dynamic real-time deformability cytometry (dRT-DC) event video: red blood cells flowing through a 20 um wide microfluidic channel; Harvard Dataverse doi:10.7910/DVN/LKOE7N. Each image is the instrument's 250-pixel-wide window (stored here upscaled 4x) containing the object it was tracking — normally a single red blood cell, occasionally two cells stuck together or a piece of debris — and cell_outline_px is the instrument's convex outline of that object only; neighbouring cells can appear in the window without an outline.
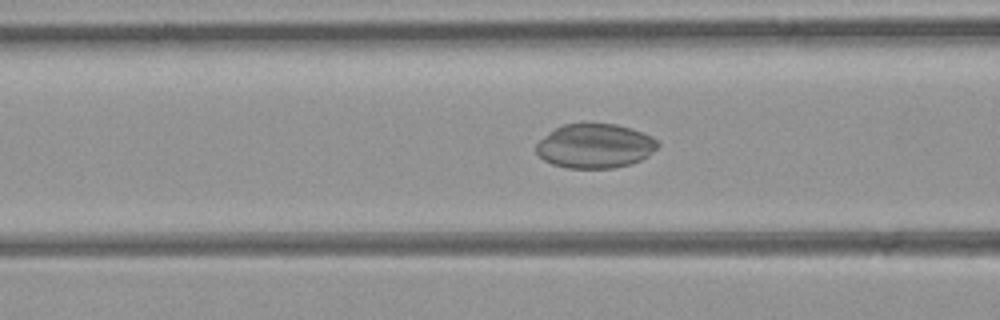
{"species": "common noctule bat (a hibernating species)", "species_latin": "Nyctalus noctula", "temperature_condition": "room temperature", "stored_images_in_passage": 38, "camera_frame_rate_fps": 3000, "um_per_image_px": 0.085, "animal": {"sex": "female", "body_mass_g": 21.9}, "frame": {"image": 1, "passage_image": 9, "time_ms": 2.667, "image_size_px": [1000, 320], "cell_outline_px": [[660, 144], [648, 156], [632, 164], [612, 168], [568, 168], [552, 164], [544, 160], [536, 152], [536, 144], [540, 140], [556, 128], [564, 124], [616, 124], [632, 128], [652, 136]], "centroid_in_image_um": [50.59, 12.41], "position_along_channel_um": 116.0, "area_um2": 31.27}}
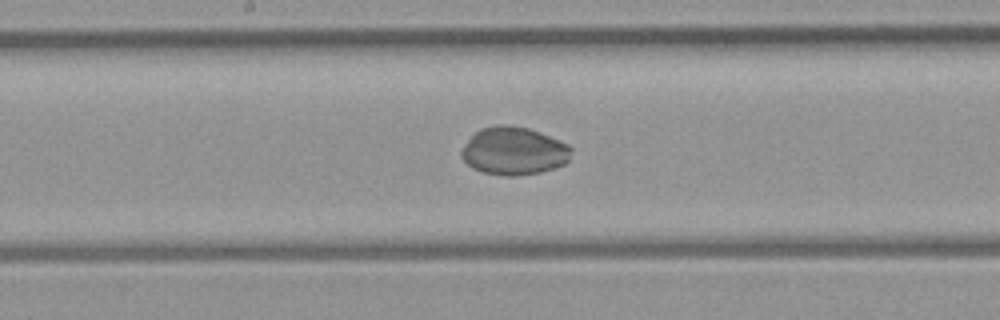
{"frame": {"image": 2, "passage_image": 15, "time_ms": 4.667, "image_size_px": [1000, 320], "cell_outline_px": [[572, 152], [568, 160], [564, 164], [540, 172], [516, 176], [504, 176], [484, 172], [472, 168], [460, 156], [460, 152], [468, 140], [480, 128], [496, 124], [512, 124], [528, 128], [540, 132], [560, 140], [568, 144], [572, 148]], "centroid_in_image_um": [43.68, 12.82], "position_along_channel_um": 204.5, "area_um2": 30.81}}
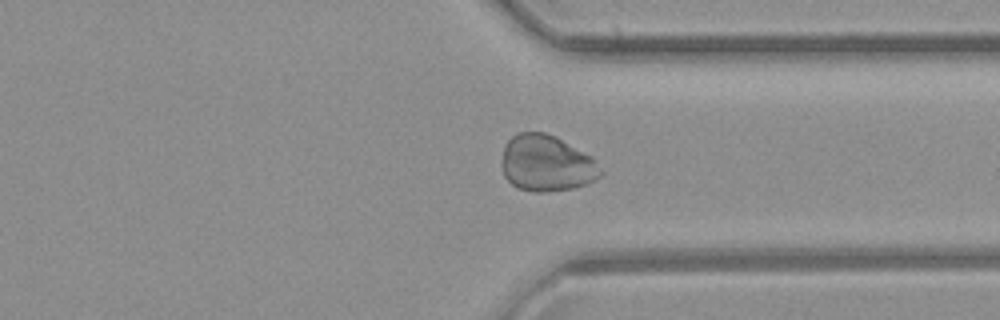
{"frame": {"image": 3, "passage_image": 26, "time_ms": 8.333, "image_size_px": [1000, 320], "cell_outline_px": [[604, 172], [596, 180], [588, 184], [572, 188], [544, 192], [536, 192], [520, 188], [512, 184], [504, 176], [504, 144], [512, 136], [520, 132], [544, 132], [556, 136], [592, 156]], "centroid_in_image_um": [46.51, 13.88], "position_along_channel_um": 364.9, "area_um2": 32.31}}